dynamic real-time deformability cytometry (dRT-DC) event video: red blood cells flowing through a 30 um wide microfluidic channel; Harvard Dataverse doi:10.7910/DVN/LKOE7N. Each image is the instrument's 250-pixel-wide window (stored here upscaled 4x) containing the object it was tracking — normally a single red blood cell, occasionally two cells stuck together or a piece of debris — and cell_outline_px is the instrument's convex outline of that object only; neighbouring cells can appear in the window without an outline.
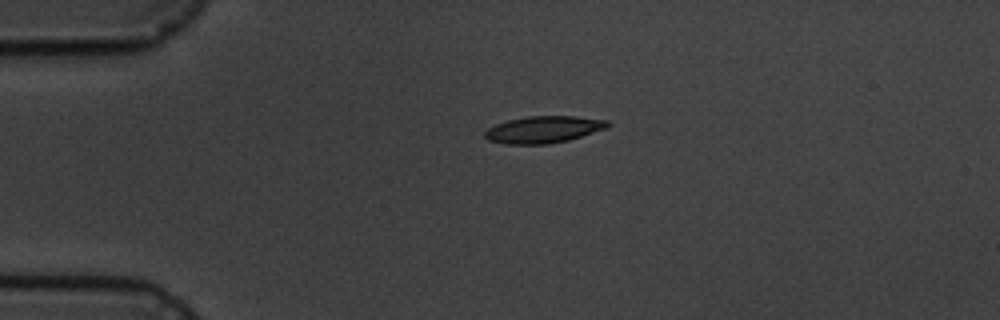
{"species": "common noctule bat (a hibernating species)", "species_latin": "Nyctalus noctula", "temperature_condition": "cold", "stored_images_in_passage": 2, "camera_frame_rate_fps": 3000, "um_per_image_px": 0.085, "animal": {"sex": "male", "body_mass_g": 19.5, "forearm_length_mm": 54.6}, "frame": {"image": 1, "passage_image": 1, "time_ms": 0.0, "image_size_px": [1000, 320], "cell_outline_px": [[612, 124], [608, 128], [568, 140], [548, 144], [504, 144], [488, 140], [484, 136], [484, 132], [488, 128], [496, 124], [508, 120], [528, 116], [576, 116], [608, 120]], "centroid_in_image_um": [46.22, 11.0], "position_along_channel_um": 38.8, "area_um2": 19.36}}